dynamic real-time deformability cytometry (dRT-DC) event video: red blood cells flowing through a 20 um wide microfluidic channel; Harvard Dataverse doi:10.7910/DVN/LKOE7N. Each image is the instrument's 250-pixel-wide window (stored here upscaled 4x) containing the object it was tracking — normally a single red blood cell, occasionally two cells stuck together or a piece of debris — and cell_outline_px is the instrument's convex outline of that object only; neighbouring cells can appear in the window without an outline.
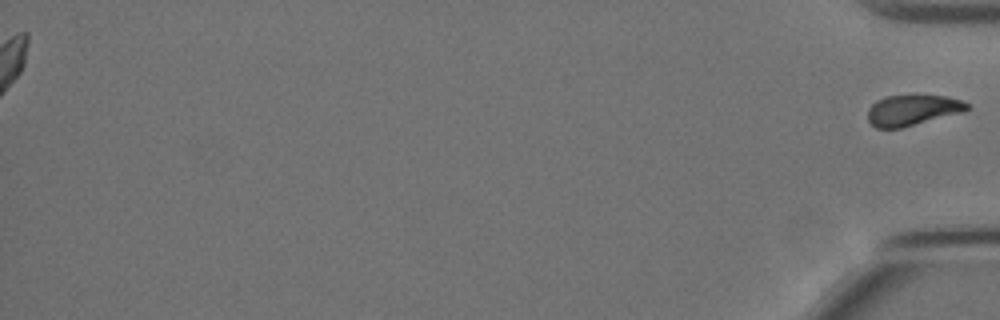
{"species": "Egyptian fruit bat (a non-hibernating species)", "species_latin": "Rousettus aegyptiacus", "temperature_condition": "cold", "stored_images_in_passage": 44, "segment_of_instrument_passage": [2, 2], "camera_frame_rate_fps": 3000, "um_per_image_px": 0.085, "animal": {"sex": "female"}, "frame": {"image": 1, "passage_image": 44, "time_ms": 14.333, "image_size_px": [1000, 320], "cell_outline_px": [[972, 108], [964, 112], [900, 128], [876, 128], [868, 120], [868, 108], [876, 100], [888, 96], [944, 96], [960, 100], [972, 104]], "centroid_in_image_um": [77.6, 9.37], "position_along_channel_um": 357.6, "area_um2": 17.69}}